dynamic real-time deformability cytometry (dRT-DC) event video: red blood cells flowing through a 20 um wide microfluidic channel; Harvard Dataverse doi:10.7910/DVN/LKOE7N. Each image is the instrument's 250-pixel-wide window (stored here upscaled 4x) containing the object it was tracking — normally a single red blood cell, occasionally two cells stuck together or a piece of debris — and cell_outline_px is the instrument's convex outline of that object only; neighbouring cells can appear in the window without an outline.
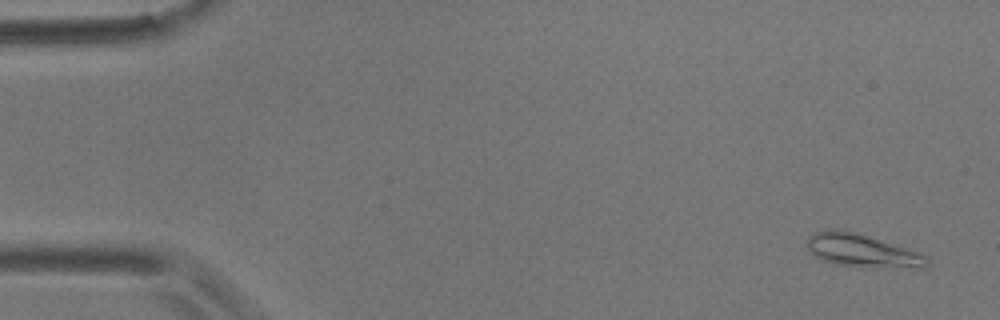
{"species": "common noctule bat (a hibernating species)", "species_latin": "Nyctalus noctula", "temperature_condition": "room temperature", "stored_images_in_passage": 4, "camera_frame_rate_fps": 3000, "um_per_image_px": 0.085, "animal": {"sex": "male", "body_mass_g": 17.9}, "frame": {"image": 1, "passage_image": 1, "time_ms": 0.0, "image_size_px": [1000, 320], "cell_outline_px": [[928, 260], [924, 268], [864, 268], [832, 264], [812, 256], [808, 252], [808, 236], [816, 232], [828, 228], [844, 228], [860, 232], [912, 248], [928, 256]], "centroid_in_image_um": [73.3, 21.29], "position_along_channel_um": 11.7, "area_um2": 24.51}}